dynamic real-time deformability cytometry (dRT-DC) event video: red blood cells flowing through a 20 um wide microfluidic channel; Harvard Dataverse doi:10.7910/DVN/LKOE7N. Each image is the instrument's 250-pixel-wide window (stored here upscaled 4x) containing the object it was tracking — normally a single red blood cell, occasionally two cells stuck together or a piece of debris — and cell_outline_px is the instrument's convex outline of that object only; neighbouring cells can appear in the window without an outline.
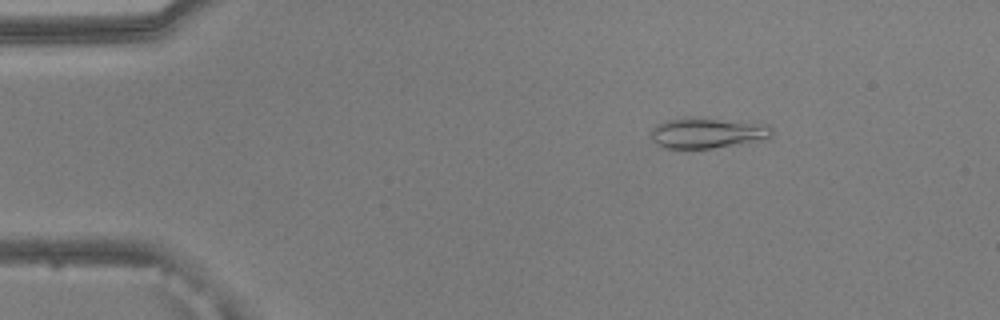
{"species": "common noctule bat (a hibernating species)", "species_latin": "Nyctalus noctula", "temperature_condition": "warm", "stored_images_in_passage": 50, "camera_frame_rate_fps": 3000, "um_per_image_px": 0.085, "animal": {"sex": "male", "body_mass_g": 20.5, "forearm_length_mm": 52.5}, "frame": {"image": 1, "passage_image": 8, "time_ms": 2.333, "image_size_px": [1000, 320], "cell_outline_px": [[772, 136], [736, 144], [712, 148], [664, 148], [652, 140], [652, 128], [656, 124], [668, 120], [684, 116], [692, 116], [752, 120], [768, 124], [772, 128]], "centroid_in_image_um": [60.15, 11.24], "position_along_channel_um": 24.8, "area_um2": 22.08}}
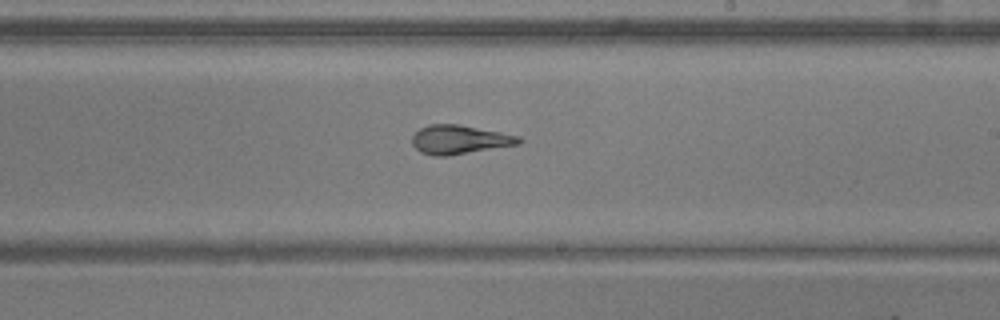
{"frame": {"image": 2, "passage_image": 31, "time_ms": 10.0, "image_size_px": [1000, 320], "cell_outline_px": [[524, 140], [520, 144], [448, 156], [432, 156], [420, 152], [412, 144], [412, 136], [420, 128], [428, 124], [460, 124], [520, 136]], "centroid_in_image_um": [39.06, 11.87], "position_along_channel_um": 249.9, "area_um2": 18.15}}
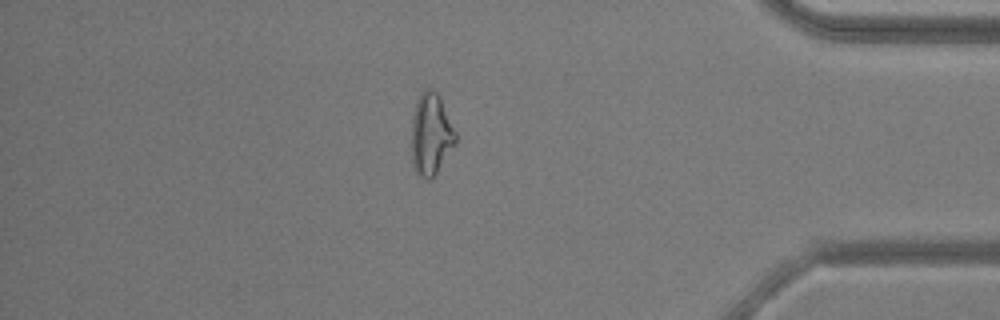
{"frame": {"image": 3, "passage_image": 45, "time_ms": 14.667, "image_size_px": [1000, 320], "cell_outline_px": [[456, 144], [432, 180], [428, 180], [420, 176], [412, 168], [412, 116], [416, 100], [420, 92], [424, 88], [432, 88], [440, 96], [456, 132]], "centroid_in_image_um": [36.63, 11.41], "position_along_channel_um": 398.6, "area_um2": 21.44}, "authors_computed_cell_mechanics": {"area_um2": 18.8139, "velocity_mm_per_s": 3.8633, "shape_relaxation_time_tau1_ms": null, "shape_relaxation_time_tau2_ms": 2.2865, "deformation_change_tau1": null, "deformation_change_tau2": 0.1008}}